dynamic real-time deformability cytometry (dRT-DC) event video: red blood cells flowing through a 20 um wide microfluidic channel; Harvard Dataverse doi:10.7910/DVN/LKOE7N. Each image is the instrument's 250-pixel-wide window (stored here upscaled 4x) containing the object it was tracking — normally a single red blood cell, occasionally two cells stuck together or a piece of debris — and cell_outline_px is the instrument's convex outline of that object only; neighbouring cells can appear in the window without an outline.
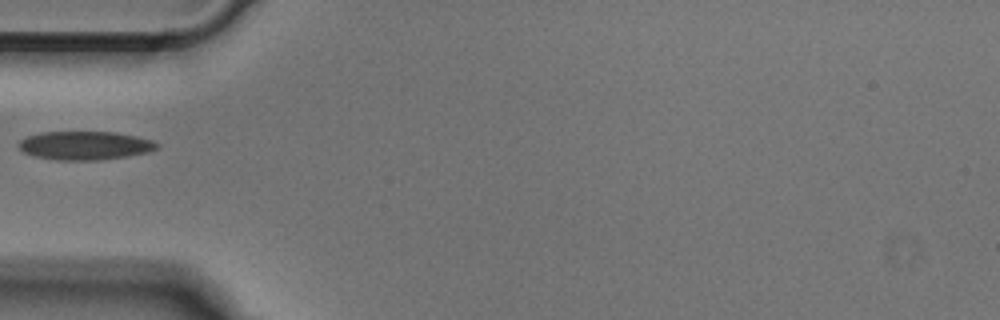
{"species": "Egyptian fruit bat (a non-hibernating species)", "species_latin": "Rousettus aegyptiacus", "temperature_condition": "cold", "stored_images_in_passage": 31, "camera_frame_rate_fps": 3000, "um_per_image_px": 0.085, "animal": {"sex": "male"}, "frame": {"image": 1, "passage_image": 1, "time_ms": 0.0, "image_size_px": [1000, 320], "cell_outline_px": [[160, 148], [148, 152], [124, 156], [96, 160], [60, 160], [36, 156], [24, 152], [16, 144], [20, 140], [28, 136], [40, 132], [116, 132], [136, 136], [152, 140], [160, 144]], "centroid_in_image_um": [7.24, 12.36], "position_along_channel_um": 77.8, "area_um2": 22.89}}
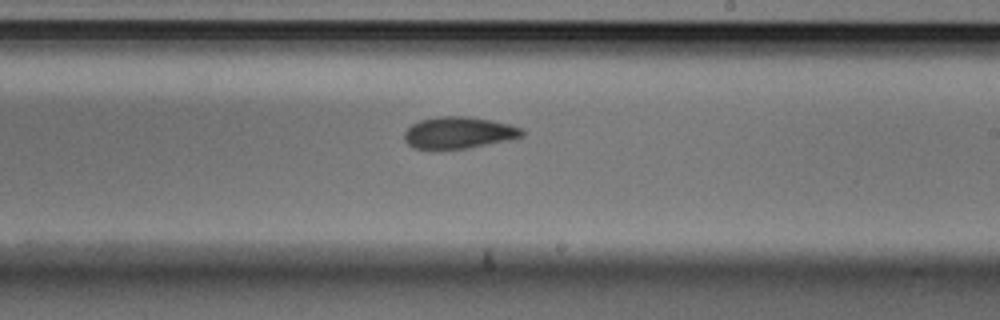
{"frame": {"image": 2, "passage_image": 14, "time_ms": 4.333, "image_size_px": [1000, 320], "cell_outline_px": [[524, 136], [508, 140], [468, 148], [416, 148], [408, 144], [404, 140], [404, 132], [412, 124], [420, 120], [440, 116], [464, 116], [488, 120], [508, 124], [524, 128]], "centroid_in_image_um": [39.0, 11.27], "position_along_channel_um": 250.0, "area_um2": 21.44}}
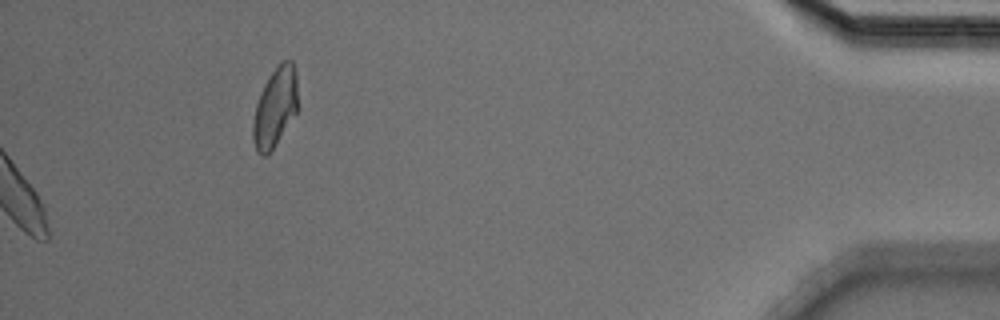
{"frame": {"image": 3, "passage_image": 31, "time_ms": 10.0, "image_size_px": [1000, 320], "cell_outline_px": [[300, 108], [272, 148], [264, 156], [260, 156], [256, 152], [252, 140], [252, 124], [256, 104], [260, 92], [264, 84], [272, 72], [284, 60], [292, 60], [296, 72]], "centroid_in_image_um": [23.4, 9.12], "position_along_channel_um": 411.8, "area_um2": 20.98}}